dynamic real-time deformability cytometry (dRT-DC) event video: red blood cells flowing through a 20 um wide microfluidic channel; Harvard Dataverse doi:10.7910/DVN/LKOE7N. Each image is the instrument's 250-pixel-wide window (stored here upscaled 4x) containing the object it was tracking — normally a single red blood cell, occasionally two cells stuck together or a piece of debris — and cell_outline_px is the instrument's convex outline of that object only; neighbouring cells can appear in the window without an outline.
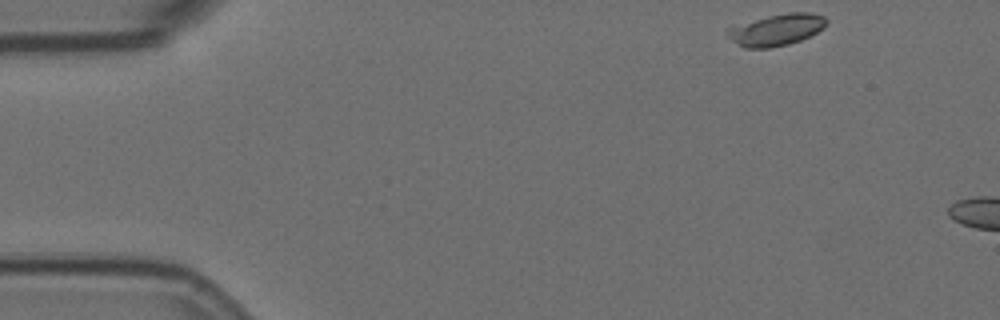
{"species": "Egyptian fruit bat (a non-hibernating species)", "species_latin": "Rousettus aegyptiacus", "temperature_condition": "room temperature", "stored_images_in_passage": 2, "camera_frame_rate_fps": 3000, "um_per_image_px": 0.085, "animal": {"sex": "female"}, "frame": {"image": 1, "passage_image": 1, "time_ms": 0.0, "image_size_px": [1000, 320], "cell_outline_px": [[828, 24], [824, 28], [800, 40], [788, 44], [768, 48], [744, 48], [732, 40], [728, 36], [728, 28], [732, 24], [768, 16], [788, 12], [812, 12], [824, 16], [828, 20]], "centroid_in_image_um": [66.0, 2.51], "position_along_channel_um": 19.0, "area_um2": 18.38}}